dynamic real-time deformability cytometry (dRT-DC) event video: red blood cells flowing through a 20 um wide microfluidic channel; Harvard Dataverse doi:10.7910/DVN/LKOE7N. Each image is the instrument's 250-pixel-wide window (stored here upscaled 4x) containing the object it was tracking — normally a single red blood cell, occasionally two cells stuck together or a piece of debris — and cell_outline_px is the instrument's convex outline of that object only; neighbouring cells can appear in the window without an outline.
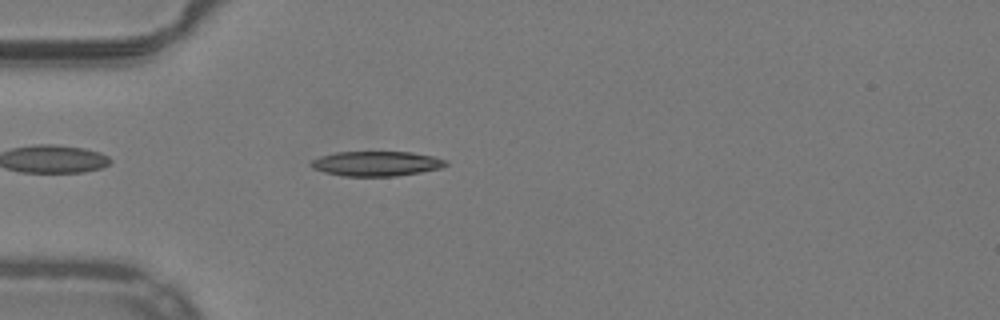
{"species": "common noctule bat (a hibernating species)", "species_latin": "Nyctalus noctula", "temperature_condition": "warm", "stored_images_in_passage": 40, "camera_frame_rate_fps": 3000, "um_per_image_px": 0.085, "animal": {"sex": "male", "body_mass_g": 19.2, "forearm_length_mm": 51.8}, "frame": {"image": 1, "passage_image": 3, "time_ms": 0.667, "image_size_px": [1000, 320], "cell_outline_px": [[448, 164], [440, 168], [420, 172], [396, 176], [344, 176], [324, 172], [312, 168], [308, 164], [312, 160], [320, 156], [336, 152], [412, 152], [432, 156], [448, 160]], "centroid_in_image_um": [31.98, 13.9], "position_along_channel_um": 53.0, "area_um2": 19.54}}
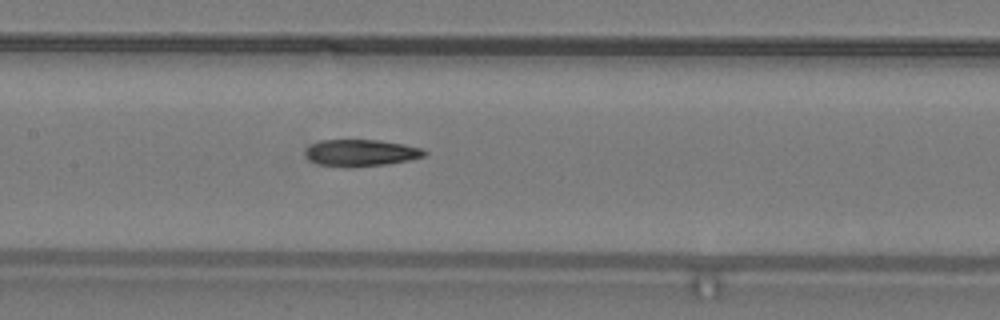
{"frame": {"image": 2, "passage_image": 13, "time_ms": 4.0, "image_size_px": [1000, 320], "cell_outline_px": [[428, 152], [424, 156], [408, 160], [388, 164], [352, 168], [344, 168], [320, 164], [308, 160], [304, 156], [304, 152], [312, 144], [320, 140], [380, 140], [404, 144], [424, 148]], "centroid_in_image_um": [30.68, 13.0], "position_along_channel_um": 176.7, "area_um2": 18.9}}
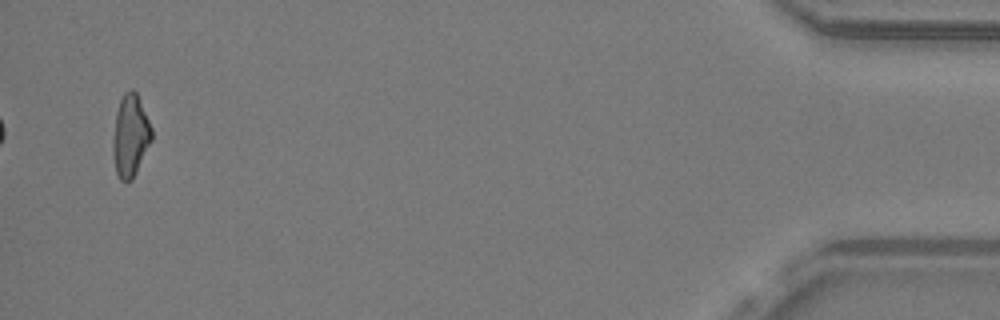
{"frame": {"image": 3, "passage_image": 38, "time_ms": 12.333, "image_size_px": [1000, 320], "cell_outline_px": [[152, 140], [132, 180], [120, 180], [116, 172], [112, 156], [112, 140], [116, 112], [120, 100], [124, 92], [132, 88], [136, 92], [152, 128]], "centroid_in_image_um": [11.06, 11.53], "position_along_channel_um": 424.1, "area_um2": 18.55}, "authors_computed_cell_mechanics": {"area_um2": 18.8717, "velocity_mm_per_s": 3.9948, "shape_relaxation_time_tau1_ms": 9.0049, "shape_relaxation_time_tau2_ms": 4.0508, "deformation_change_tau1": 0.2393, "deformation_change_tau2": 0.1278}}